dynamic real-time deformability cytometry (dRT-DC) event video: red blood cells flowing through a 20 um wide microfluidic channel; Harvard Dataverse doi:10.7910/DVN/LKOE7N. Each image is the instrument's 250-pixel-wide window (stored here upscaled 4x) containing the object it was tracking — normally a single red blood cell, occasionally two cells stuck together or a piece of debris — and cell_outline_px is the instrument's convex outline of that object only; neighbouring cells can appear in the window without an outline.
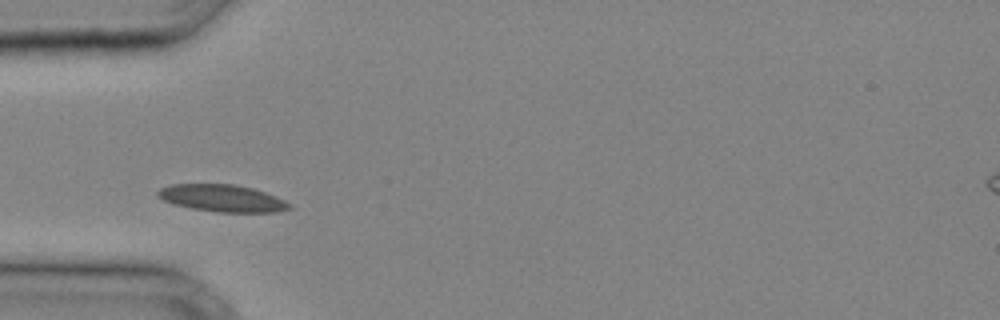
{"species": "common noctule bat (a hibernating species)", "species_latin": "Nyctalus noctula", "temperature_condition": "cold", "stored_images_in_passage": 24, "camera_frame_rate_fps": 3000, "um_per_image_px": 0.085, "animal": {"sex": "male", "body_mass_g": 20.4}, "frame": {"image": 1, "passage_image": 1, "time_ms": 0.0, "image_size_px": [1000, 320], "cell_outline_px": [[292, 208], [276, 212], [216, 212], [192, 208], [172, 204], [156, 196], [156, 192], [160, 188], [172, 184], [232, 184], [252, 188], [276, 196], [292, 204]], "centroid_in_image_um": [18.88, 16.85], "position_along_channel_um": 66.1, "area_um2": 20.81}}
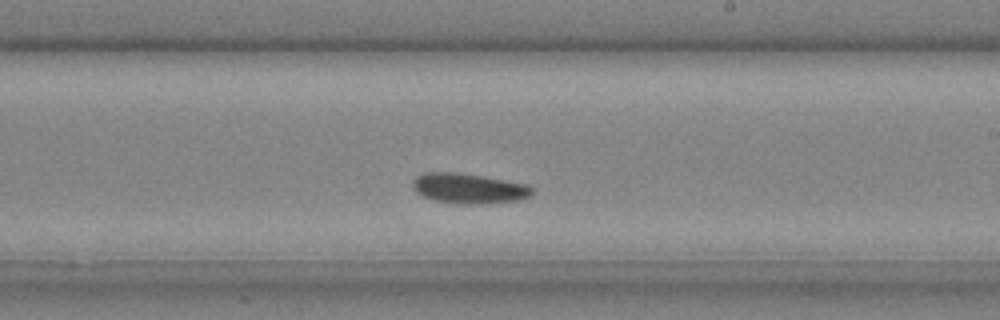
{"frame": {"image": 2, "passage_image": 11, "time_ms": 3.333, "image_size_px": [1000, 320], "cell_outline_px": [[532, 196], [520, 200], [476, 204], [464, 204], [436, 200], [424, 196], [416, 192], [412, 188], [412, 180], [416, 176], [424, 172], [456, 172], [528, 184], [532, 188]], "centroid_in_image_um": [39.83, 16.01], "position_along_channel_um": 249.2, "area_um2": 20.87}}
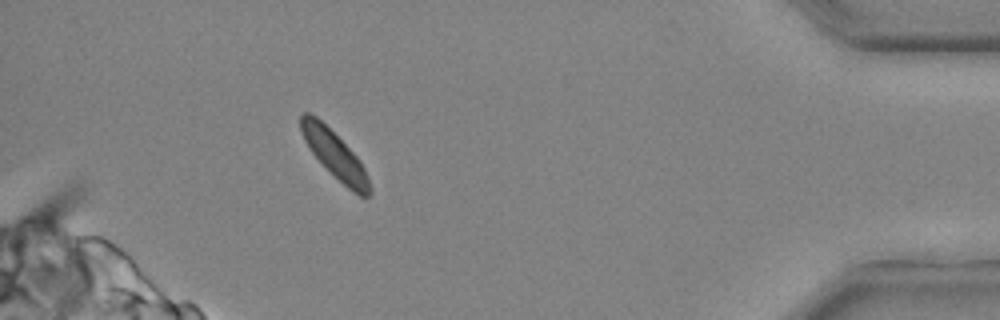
{"frame": {"image": 3, "passage_image": 22, "time_ms": 7.0, "image_size_px": [1000, 320], "cell_outline_px": [[372, 192], [368, 196], [360, 196], [352, 192], [312, 152], [304, 140], [300, 128], [300, 116], [304, 112], [312, 112], [360, 160], [364, 168], [372, 188]], "centroid_in_image_um": [28.46, 13.15], "position_along_channel_um": 406.7, "area_um2": 18.21}}